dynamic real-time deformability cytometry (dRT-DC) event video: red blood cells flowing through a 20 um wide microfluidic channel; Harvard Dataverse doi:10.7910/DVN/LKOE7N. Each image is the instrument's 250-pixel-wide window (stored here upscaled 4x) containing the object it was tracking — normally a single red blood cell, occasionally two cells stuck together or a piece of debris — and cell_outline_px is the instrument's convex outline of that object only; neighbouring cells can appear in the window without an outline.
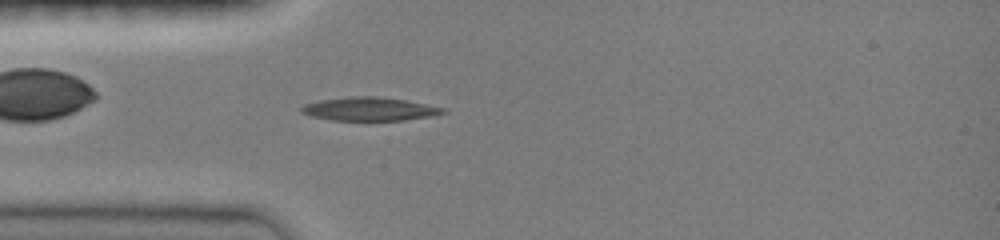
{"species": "common noctule bat (a hibernating species)", "species_latin": "Nyctalus noctula", "temperature_condition": "room temperature", "stored_images_in_passage": 40, "camera_frame_rate_fps": 3000, "um_per_image_px": 0.085, "animal": {"sex": "female", "body_mass_g": 19.0, "forearm_length_mm": 51.5}, "frame": {"image": 1, "passage_image": 6, "time_ms": 1.667, "image_size_px": [1000, 240], "cell_outline_px": [[448, 112], [436, 116], [404, 120], [332, 120], [312, 116], [300, 112], [300, 108], [304, 104], [320, 100], [352, 96], [376, 96], [408, 100], [444, 108]], "centroid_in_image_um": [31.45, 9.26], "position_along_channel_um": 53.5, "area_um2": 19.48}}
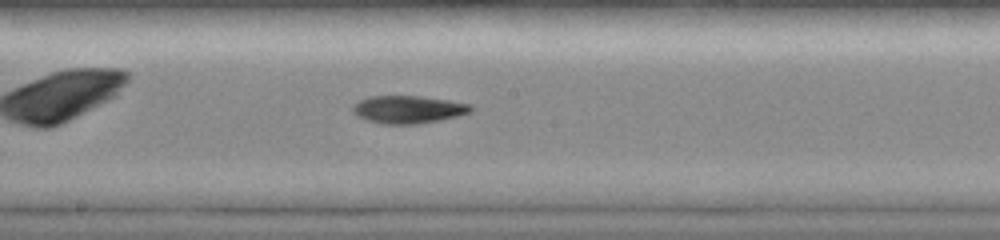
{"frame": {"image": 2, "passage_image": 18, "time_ms": 5.667, "image_size_px": [1000, 240], "cell_outline_px": [[476, 108], [472, 112], [456, 116], [416, 124], [380, 124], [364, 120], [356, 116], [352, 112], [352, 104], [368, 96], [420, 96], [448, 100], [472, 104]], "centroid_in_image_um": [34.66, 9.3], "position_along_channel_um": 213.5, "area_um2": 19.31}}
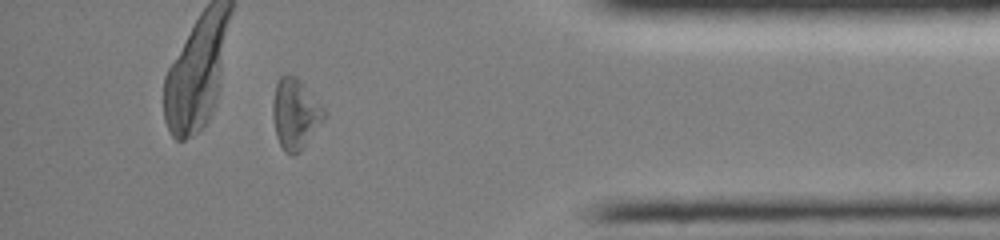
{"frame": {"image": 3, "passage_image": 34, "time_ms": 11.0, "image_size_px": [1000, 240], "cell_outline_px": [[328, 116], [300, 152], [292, 156], [284, 152], [276, 136], [272, 116], [272, 100], [276, 84], [280, 76], [296, 76], [328, 112]], "centroid_in_image_um": [25.11, 9.72], "position_along_channel_um": 410.1, "area_um2": 21.39}, "authors_computed_cell_mechanics": {"area_um2": 19.4786, "velocity_mm_per_s": 4.0837, "shape_relaxation_time_tau1_ms": 8.0737, "shape_relaxation_time_tau2_ms": 10.1488, "deformation_change_tau1": 0.2275, "deformation_change_tau2": 0.1926}}